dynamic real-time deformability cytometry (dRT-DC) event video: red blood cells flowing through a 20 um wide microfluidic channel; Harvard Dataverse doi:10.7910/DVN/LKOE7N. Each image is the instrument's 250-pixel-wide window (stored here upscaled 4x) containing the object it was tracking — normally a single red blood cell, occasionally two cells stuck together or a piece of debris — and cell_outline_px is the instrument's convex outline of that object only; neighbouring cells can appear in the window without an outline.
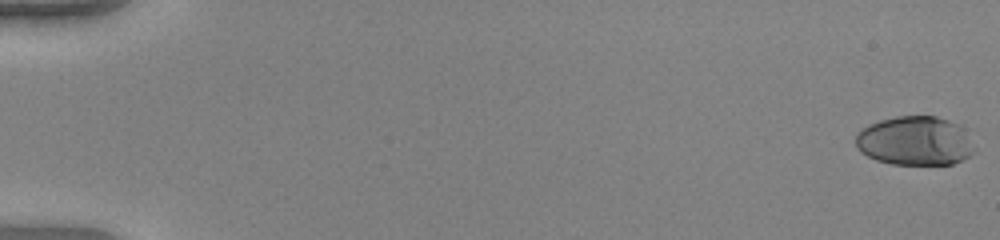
{"species": "human", "species_latin": "Homo sapiens", "temperature_condition": "warm", "stored_images_in_passage": 53, "camera_frame_rate_fps": 3000, "um_per_image_px": 0.085, "donor": {"sex": "female"}, "frame": {"image": 1, "passage_image": 1, "time_ms": 0.0, "image_size_px": [1000, 240], "cell_outline_px": [[976, 152], [964, 160], [952, 164], [892, 164], [876, 160], [860, 152], [856, 148], [856, 132], [868, 124], [880, 120], [896, 116], [936, 116], [972, 128], [976, 148]], "centroid_in_image_um": [77.89, 11.96], "position_along_channel_um": 7.1, "area_um2": 35.2}}
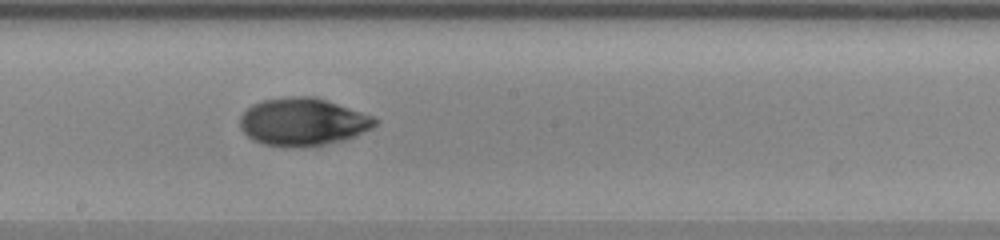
{"frame": {"image": 2, "passage_image": 31, "time_ms": 10.0, "image_size_px": [1000, 240], "cell_outline_px": [[376, 124], [372, 128], [356, 136], [340, 140], [304, 148], [284, 148], [264, 144], [252, 140], [240, 128], [240, 116], [252, 104], [264, 100], [288, 96], [312, 96], [372, 116], [376, 120]], "centroid_in_image_um": [25.68, 10.38], "position_along_channel_um": 222.5, "area_um2": 37.34}}
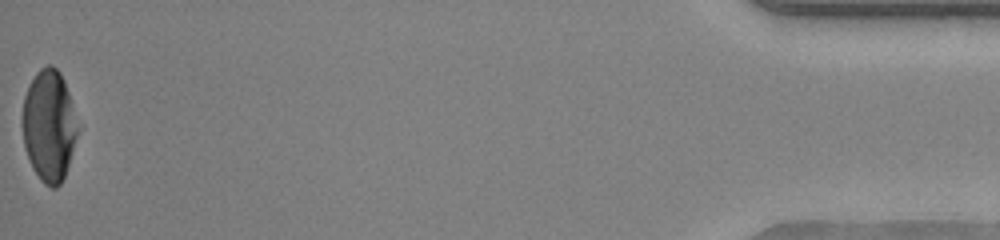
{"frame": {"image": 3, "passage_image": 53, "time_ms": 17.333, "image_size_px": [1000, 240], "cell_outline_px": [[76, 136], [72, 152], [64, 176], [60, 184], [56, 188], [52, 188], [44, 184], [40, 180], [32, 168], [24, 148], [20, 124], [20, 120], [24, 96], [36, 72], [40, 68], [48, 64], [52, 64], [60, 72], [64, 80], [68, 92], [76, 128]], "centroid_in_image_um": [4.09, 10.69], "position_along_channel_um": 431.1, "area_um2": 35.72}, "authors_computed_cell_mechanics": {"area_um2": 36.0672, "velocity_mm_per_s": 4.0485, "shape_relaxation_time_tau1_ms": 6.3161, "shape_relaxation_time_tau2_ms": 0.979, "deformation_change_tau1": 0.2598, "deformation_change_tau2": 0.0372}}